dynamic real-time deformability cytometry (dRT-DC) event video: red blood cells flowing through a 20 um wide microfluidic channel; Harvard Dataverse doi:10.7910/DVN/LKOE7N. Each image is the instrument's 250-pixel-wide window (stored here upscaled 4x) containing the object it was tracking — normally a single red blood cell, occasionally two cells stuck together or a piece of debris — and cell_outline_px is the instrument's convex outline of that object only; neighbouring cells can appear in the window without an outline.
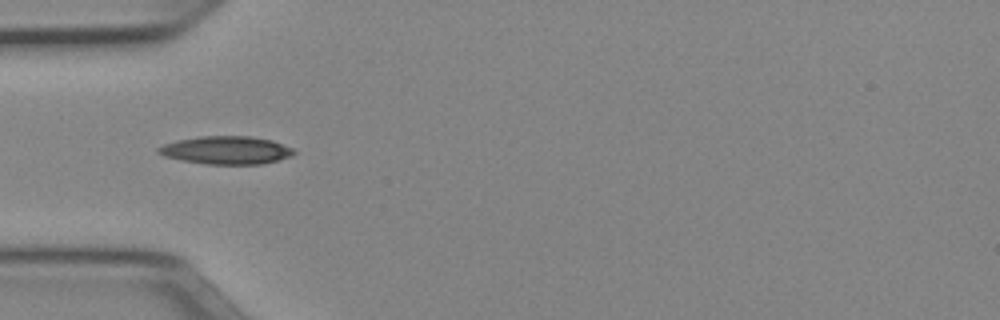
{"species": "Egyptian fruit bat (a non-hibernating species)", "species_latin": "Rousettus aegyptiacus", "temperature_condition": "cold", "stored_images_in_passage": 12, "camera_frame_rate_fps": 3000, "um_per_image_px": 0.085, "animal": {"sex": "female"}, "frame": {"image": 1, "passage_image": 6, "time_ms": 1.667, "image_size_px": [1000, 320], "cell_outline_px": [[296, 152], [292, 156], [260, 164], [208, 164], [184, 160], [164, 156], [156, 152], [156, 148], [164, 144], [176, 140], [200, 136], [252, 136], [272, 140], [292, 148]], "centroid_in_image_um": [19.22, 12.75], "position_along_channel_um": 65.8, "area_um2": 22.02}}
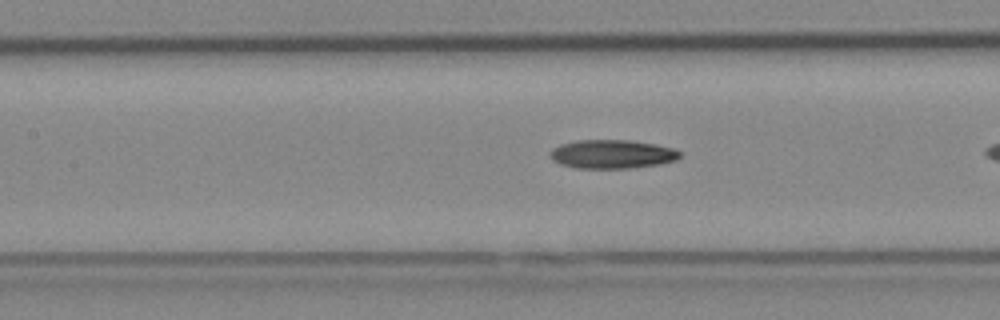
{"frame": {"image": 2, "passage_image": 10, "time_ms": 3.0, "image_size_px": [1000, 320], "cell_outline_px": [[680, 156], [676, 160], [660, 164], [632, 168], [576, 168], [560, 164], [552, 160], [548, 152], [552, 148], [560, 144], [576, 140], [628, 140], [676, 148], [680, 152]], "centroid_in_image_um": [52.0, 13.1], "position_along_channel_um": 155.4, "area_um2": 21.85}}